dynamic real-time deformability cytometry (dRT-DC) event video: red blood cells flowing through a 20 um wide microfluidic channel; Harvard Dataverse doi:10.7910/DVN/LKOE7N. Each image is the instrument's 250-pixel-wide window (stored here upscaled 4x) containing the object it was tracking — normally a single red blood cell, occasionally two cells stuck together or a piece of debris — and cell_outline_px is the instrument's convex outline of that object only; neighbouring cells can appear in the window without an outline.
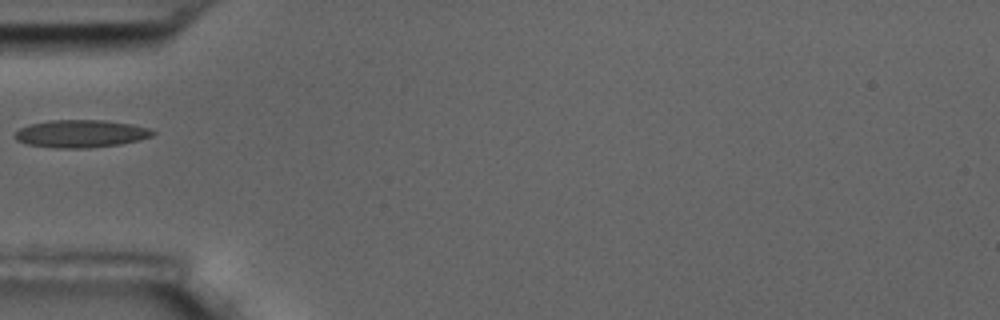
{"species": "common noctule bat (a hibernating species)", "species_latin": "Nyctalus noctula", "temperature_condition": "room temperature", "stored_images_in_passage": 11, "camera_frame_rate_fps": 3000, "um_per_image_px": 0.085, "animal": {"sex": "male", "body_mass_g": 17.5, "forearm_length_mm": 52.3}, "frame": {"image": 1, "passage_image": 1, "time_ms": 0.0, "image_size_px": [1000, 320], "cell_outline_px": [[156, 132], [152, 136], [140, 140], [120, 144], [88, 148], [56, 148], [28, 144], [16, 140], [12, 136], [20, 128], [28, 124], [52, 120], [104, 120], [132, 124], [148, 128]], "centroid_in_image_um": [6.86, 11.36], "position_along_channel_um": 78.1, "area_um2": 22.25}}
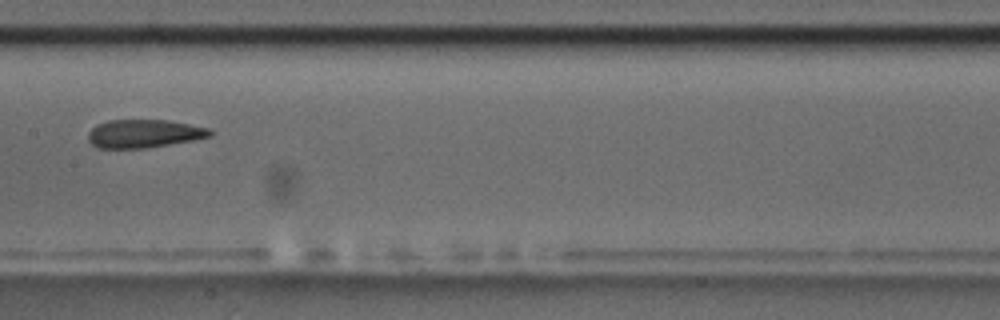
{"frame": {"image": 2, "passage_image": 4, "time_ms": 3.333, "image_size_px": [1000, 320], "cell_outline_px": [[212, 136], [192, 140], [148, 148], [96, 148], [88, 140], [88, 132], [96, 124], [108, 120], [168, 120], [208, 128], [212, 132]], "centroid_in_image_um": [12.2, 11.36], "position_along_channel_um": 195.2, "area_um2": 20.06}}
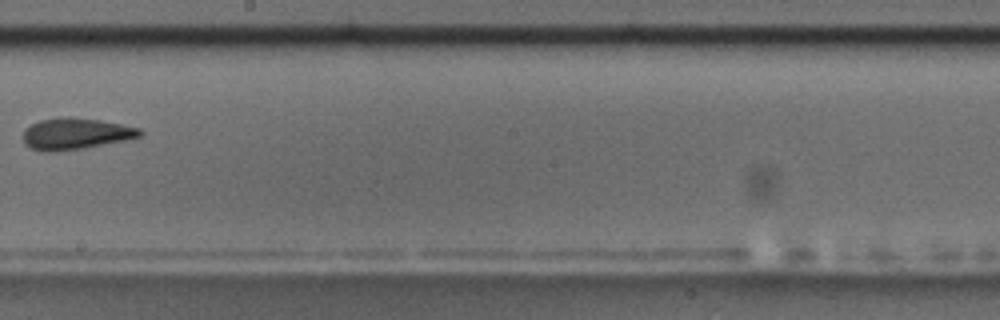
{"frame": {"image": 3, "passage_image": 5, "time_ms": 4.667, "image_size_px": [1000, 320], "cell_outline_px": [[144, 132], [140, 136], [124, 140], [84, 148], [48, 152], [44, 152], [32, 148], [24, 144], [24, 128], [40, 120], [64, 116], [100, 120], [140, 128]], "centroid_in_image_um": [6.41, 11.36], "position_along_channel_um": 241.8, "area_um2": 21.21}}